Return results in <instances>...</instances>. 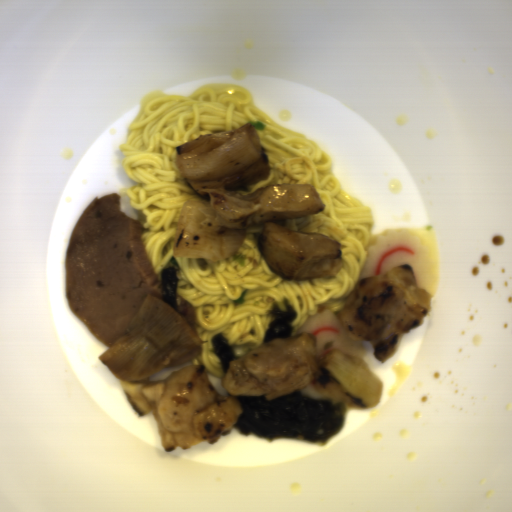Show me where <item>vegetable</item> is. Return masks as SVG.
Wrapping results in <instances>:
<instances>
[{
	"label": "vegetable",
	"mask_w": 512,
	"mask_h": 512,
	"mask_svg": "<svg viewBox=\"0 0 512 512\" xmlns=\"http://www.w3.org/2000/svg\"><path fill=\"white\" fill-rule=\"evenodd\" d=\"M176 154L183 178L209 200L190 198L180 209L174 257L213 263L232 256L246 237L247 226L234 228L236 220L261 206L237 190L270 171L258 130L247 122L232 131L199 135L178 146Z\"/></svg>",
	"instance_id": "vegetable-1"
},
{
	"label": "vegetable",
	"mask_w": 512,
	"mask_h": 512,
	"mask_svg": "<svg viewBox=\"0 0 512 512\" xmlns=\"http://www.w3.org/2000/svg\"><path fill=\"white\" fill-rule=\"evenodd\" d=\"M202 343L170 304L149 294L124 336L97 357L120 382H138L195 359L203 352Z\"/></svg>",
	"instance_id": "vegetable-2"
},
{
	"label": "vegetable",
	"mask_w": 512,
	"mask_h": 512,
	"mask_svg": "<svg viewBox=\"0 0 512 512\" xmlns=\"http://www.w3.org/2000/svg\"><path fill=\"white\" fill-rule=\"evenodd\" d=\"M314 374L316 392L342 400L348 407L369 410L381 401L382 382L360 357L334 349L317 361Z\"/></svg>",
	"instance_id": "vegetable-3"
}]
</instances>
